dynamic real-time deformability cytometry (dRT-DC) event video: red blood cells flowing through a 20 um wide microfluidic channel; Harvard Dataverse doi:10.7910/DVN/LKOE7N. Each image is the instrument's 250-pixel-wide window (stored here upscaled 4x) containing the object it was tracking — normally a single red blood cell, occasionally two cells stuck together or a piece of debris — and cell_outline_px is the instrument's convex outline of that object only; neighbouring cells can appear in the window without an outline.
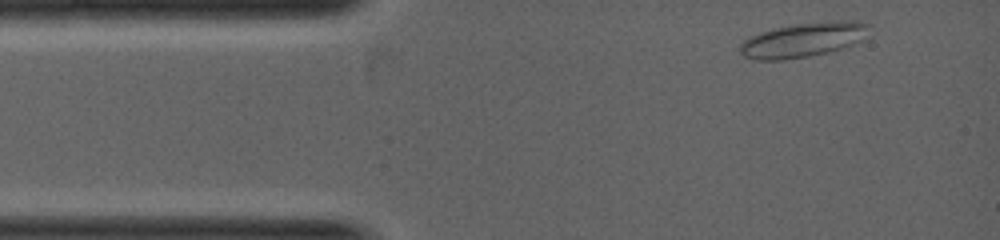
{"species": "common noctule bat (a hibernating species)", "species_latin": "Nyctalus noctula", "temperature_condition": "warm", "stored_images_in_passage": 2, "camera_frame_rate_fps": 5000, "um_per_image_px": 0.085, "animal": {"sex": "female", "body_mass_g": 19.0, "forearm_length_mm": 53.3}, "frame": {"image": 1, "passage_image": 1, "time_ms": 0.0, "image_size_px": [1000, 240], "cell_outline_px": [[868, 24], [864, 40], [828, 52], [808, 56], [784, 60], [752, 60], [744, 56], [736, 48], [748, 36], [772, 28], [792, 24], [836, 20], [856, 20]], "centroid_in_image_um": [68.2, 3.38], "position_along_channel_um": 16.8, "area_um2": 26.24}}